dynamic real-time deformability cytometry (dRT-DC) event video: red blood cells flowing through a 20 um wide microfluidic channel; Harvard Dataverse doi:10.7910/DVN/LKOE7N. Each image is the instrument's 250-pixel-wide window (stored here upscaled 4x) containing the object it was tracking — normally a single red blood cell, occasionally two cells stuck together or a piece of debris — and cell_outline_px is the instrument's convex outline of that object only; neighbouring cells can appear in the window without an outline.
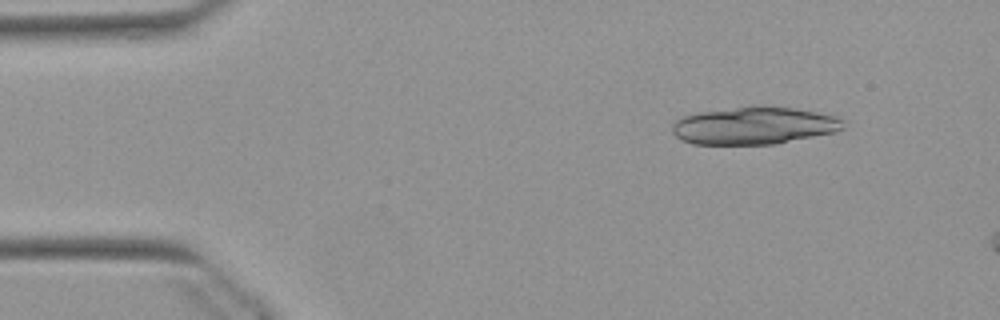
{"species": "Egyptian fruit bat (a non-hibernating species)", "species_latin": "Rousettus aegyptiacus", "temperature_condition": "warm", "stored_images_in_passage": 7, "camera_frame_rate_fps": 3000, "um_per_image_px": 0.085, "animal": {"sex": "female"}, "frame": {"image": 1, "passage_image": 1, "time_ms": 0.0, "image_size_px": [1000, 320], "cell_outline_px": [[844, 128], [836, 132], [776, 144], [692, 144], [680, 140], [672, 132], [672, 124], [676, 120], [684, 116], [700, 112], [764, 104], [792, 108], [816, 112], [836, 116], [844, 120]], "centroid_in_image_um": [64.11, 10.68], "position_along_channel_um": 20.9, "area_um2": 37.63}}